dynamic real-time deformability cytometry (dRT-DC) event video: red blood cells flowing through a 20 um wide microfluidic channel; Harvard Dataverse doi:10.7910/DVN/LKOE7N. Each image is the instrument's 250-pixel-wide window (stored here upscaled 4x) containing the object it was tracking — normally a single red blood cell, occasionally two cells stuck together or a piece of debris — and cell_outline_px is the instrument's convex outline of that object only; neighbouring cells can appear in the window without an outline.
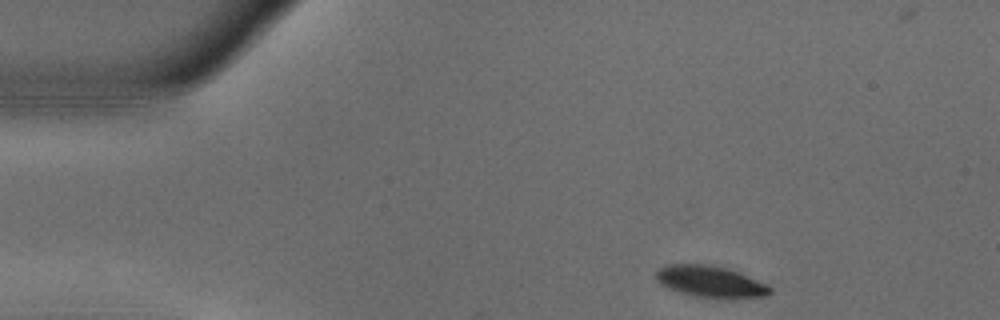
{"species": "common noctule bat (a hibernating species)", "species_latin": "Nyctalus noctula", "temperature_condition": "warm", "stored_images_in_passage": 48, "camera_frame_rate_fps": 3000, "um_per_image_px": 0.085, "animal": {"sex": "male", "body_mass_g": 18.8}, "frame": {"image": 1, "passage_image": 1, "time_ms": 0.0, "image_size_px": [1000, 320], "cell_outline_px": [[772, 292], [768, 296], [736, 300], [720, 300], [692, 296], [668, 288], [660, 284], [656, 280], [656, 272], [660, 268], [668, 264], [708, 264], [728, 268], [740, 272], [768, 284], [772, 288]], "centroid_in_image_um": [60.47, 23.98], "position_along_channel_um": 24.5, "area_um2": 21.85}}
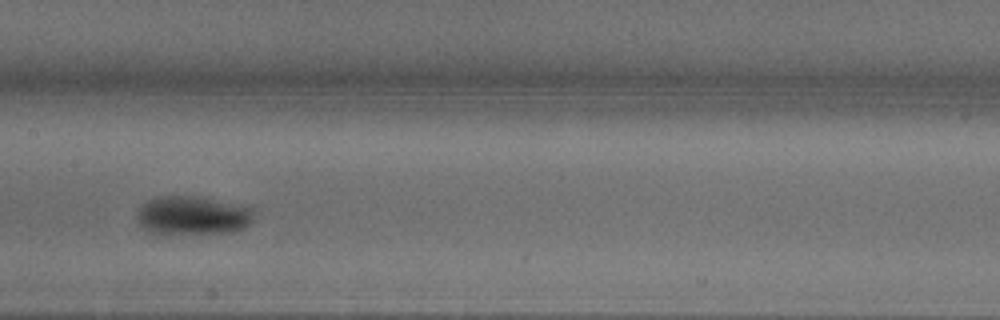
{"frame": {"image": 2, "passage_image": 20, "time_ms": 6.333, "image_size_px": [1000, 320], "cell_outline_px": [[256, 208], [252, 220], [244, 228], [232, 232], [184, 236], [156, 236], [148, 232], [140, 224], [136, 216], [140, 208], [148, 200], [156, 196], [200, 196]], "centroid_in_image_um": [16.36, 18.37], "position_along_channel_um": 191.0, "area_um2": 27.63}}
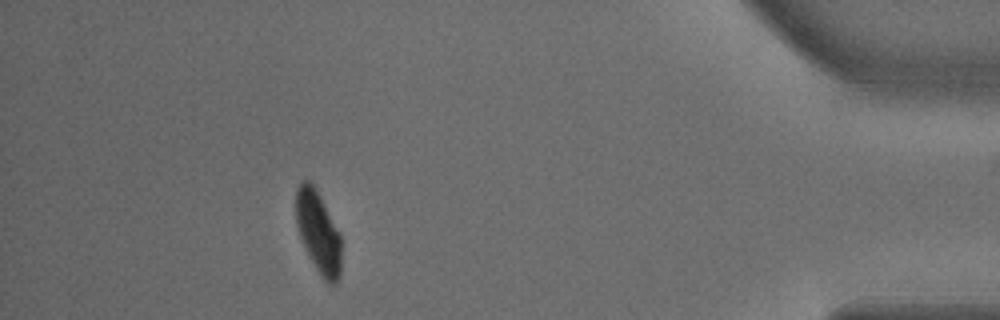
{"frame": {"image": 3, "passage_image": 42, "time_ms": 13.667, "image_size_px": [1000, 320], "cell_outline_px": [[340, 276], [336, 284], [328, 284], [324, 280], [308, 256], [300, 236], [296, 224], [296, 188], [300, 180], [308, 180], [316, 188], [340, 232]], "centroid_in_image_um": [27.04, 19.71], "position_along_channel_um": 408.2, "area_um2": 21.73}, "authors_computed_cell_mechanics": {"area_um2": 24.2182, "velocity_mm_per_s": 3.6893, "shape_relaxation_time_tau1_ms": 3.2634, "shape_relaxation_time_tau2_ms": null, "deformation_change_tau1": 0.1417, "deformation_change_tau2": null}}